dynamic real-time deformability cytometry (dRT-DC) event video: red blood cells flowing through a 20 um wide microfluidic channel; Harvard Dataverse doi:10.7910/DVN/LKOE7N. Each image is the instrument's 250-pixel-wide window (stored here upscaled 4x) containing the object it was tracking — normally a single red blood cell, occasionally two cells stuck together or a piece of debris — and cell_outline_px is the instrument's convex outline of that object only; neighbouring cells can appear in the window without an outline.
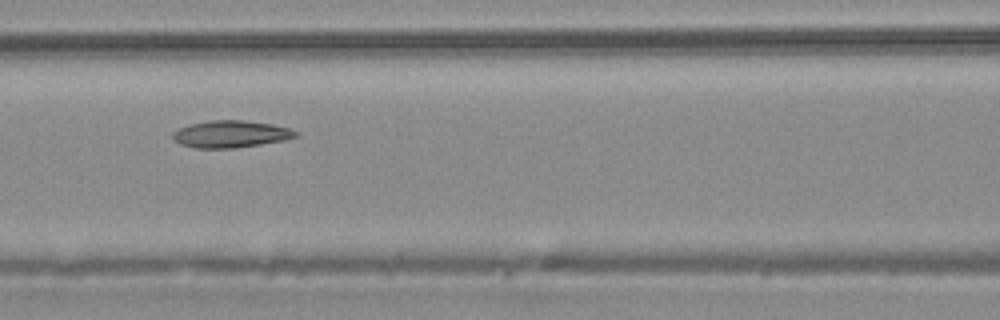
{"species": "common noctule bat (a hibernating species)", "species_latin": "Nyctalus noctula", "temperature_condition": "warm", "stored_images_in_passage": 7, "camera_frame_rate_fps": 3000, "um_per_image_px": 0.085, "animal": {"sex": "male", "body_mass_g": 20.4}, "frame": {"image": 1, "passage_image": 6, "time_ms": 1.667, "image_size_px": [1000, 320], "cell_outline_px": [[300, 136], [284, 140], [236, 148], [196, 148], [180, 144], [172, 140], [172, 132], [188, 124], [208, 120], [244, 120], [272, 124], [292, 128], [300, 132]], "centroid_in_image_um": [19.63, 11.39], "position_along_channel_um": 147.0, "area_um2": 19.71}}
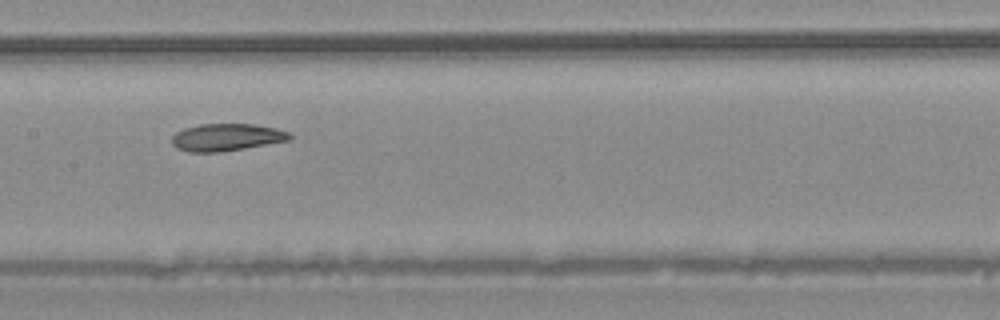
{"frame": {"image": 2, "passage_image": 7, "time_ms": 2.0, "image_size_px": [1000, 320], "cell_outline_px": [[292, 140], [220, 152], [188, 152], [176, 148], [172, 144], [172, 136], [176, 132], [184, 128], [200, 124], [252, 124], [276, 128], [288, 132], [292, 136]], "centroid_in_image_um": [19.25, 11.67], "position_along_channel_um": 188.2, "area_um2": 18.79}}